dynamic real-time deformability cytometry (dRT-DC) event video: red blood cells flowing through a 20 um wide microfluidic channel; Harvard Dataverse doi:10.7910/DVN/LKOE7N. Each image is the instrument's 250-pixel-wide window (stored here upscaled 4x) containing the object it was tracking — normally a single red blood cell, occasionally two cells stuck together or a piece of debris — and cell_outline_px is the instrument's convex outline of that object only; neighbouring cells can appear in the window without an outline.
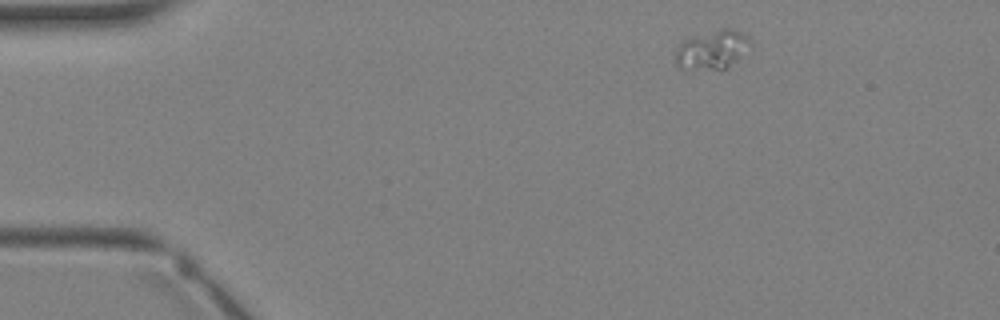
{"species": "Egyptian fruit bat (a non-hibernating species)", "species_latin": "Rousettus aegyptiacus", "temperature_condition": "warm", "stored_images_in_passage": 2, "camera_frame_rate_fps": 3000, "um_per_image_px": 0.085, "animal": {"sex": "female"}, "frame": {"image": 1, "passage_image": 1, "time_ms": 0.0, "image_size_px": [1000, 320], "cell_outline_px": [[752, 44], [724, 68], [680, 68], [676, 64], [676, 48], [684, 40], [720, 28], [732, 28], [740, 32], [752, 40]], "centroid_in_image_um": [60.52, 4.18], "position_along_channel_um": 24.5, "area_um2": 16.18}}